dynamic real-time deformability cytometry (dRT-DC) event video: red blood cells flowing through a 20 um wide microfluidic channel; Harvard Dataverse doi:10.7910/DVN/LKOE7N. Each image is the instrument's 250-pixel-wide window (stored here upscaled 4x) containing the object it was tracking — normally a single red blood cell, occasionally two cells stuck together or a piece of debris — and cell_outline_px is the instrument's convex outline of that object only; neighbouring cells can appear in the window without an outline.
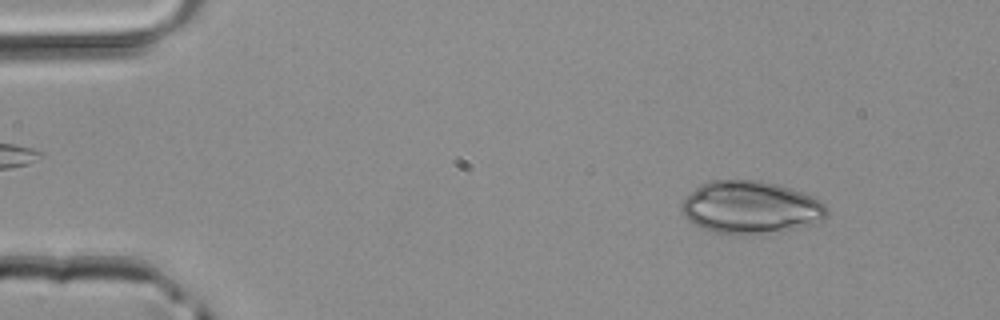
{"species": "common noctule bat (a hibernating species)", "species_latin": "Nyctalus noctula", "temperature_condition": "room temperature", "stored_images_in_passage": 2, "camera_frame_rate_fps": 3000, "um_per_image_px": 0.085, "animal": {"sex": "male", "body_mass_g": 20.4}, "frame": {"image": 1, "passage_image": 1, "time_ms": 0.0, "image_size_px": [1000, 320], "cell_outline_px": [[828, 216], [824, 220], [792, 228], [744, 236], [736, 236], [712, 232], [688, 220], [680, 212], [680, 204], [700, 184], [708, 180], [760, 180], [776, 184], [800, 192], [824, 204], [828, 208]], "centroid_in_image_um": [63.74, 17.64], "position_along_channel_um": 21.3, "area_um2": 44.33}}